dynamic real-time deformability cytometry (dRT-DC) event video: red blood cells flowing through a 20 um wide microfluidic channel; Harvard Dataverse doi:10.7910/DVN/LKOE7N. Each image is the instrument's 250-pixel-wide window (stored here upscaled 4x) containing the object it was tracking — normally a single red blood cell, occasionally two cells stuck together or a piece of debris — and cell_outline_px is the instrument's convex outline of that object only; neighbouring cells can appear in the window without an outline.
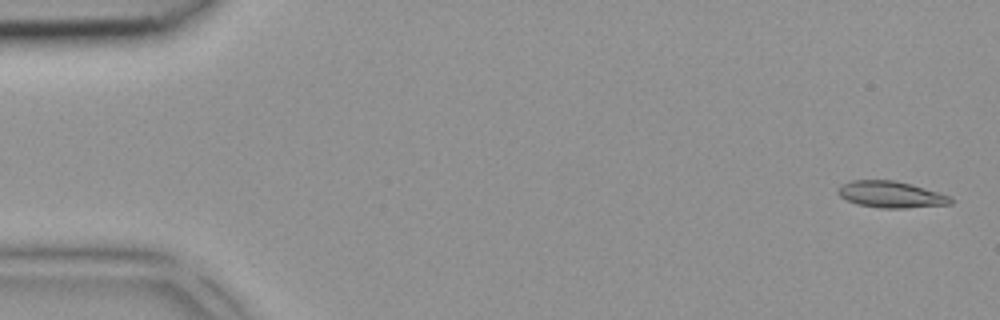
{"species": "common noctule bat (a hibernating species)", "species_latin": "Nyctalus noctula", "temperature_condition": "room temperature", "stored_images_in_passage": 5, "camera_frame_rate_fps": 3000, "um_per_image_px": 0.085, "animal": {"sex": "female", "body_mass_g": 18.4}, "frame": {"image": 1, "passage_image": 1, "time_ms": 0.0, "image_size_px": [1000, 320], "cell_outline_px": [[952, 204], [904, 208], [884, 208], [856, 204], [840, 196], [836, 192], [840, 184], [852, 180], [896, 180], [912, 184], [948, 196], [952, 200]], "centroid_in_image_um": [75.67, 16.52], "position_along_channel_um": 9.3, "area_um2": 17.28}}